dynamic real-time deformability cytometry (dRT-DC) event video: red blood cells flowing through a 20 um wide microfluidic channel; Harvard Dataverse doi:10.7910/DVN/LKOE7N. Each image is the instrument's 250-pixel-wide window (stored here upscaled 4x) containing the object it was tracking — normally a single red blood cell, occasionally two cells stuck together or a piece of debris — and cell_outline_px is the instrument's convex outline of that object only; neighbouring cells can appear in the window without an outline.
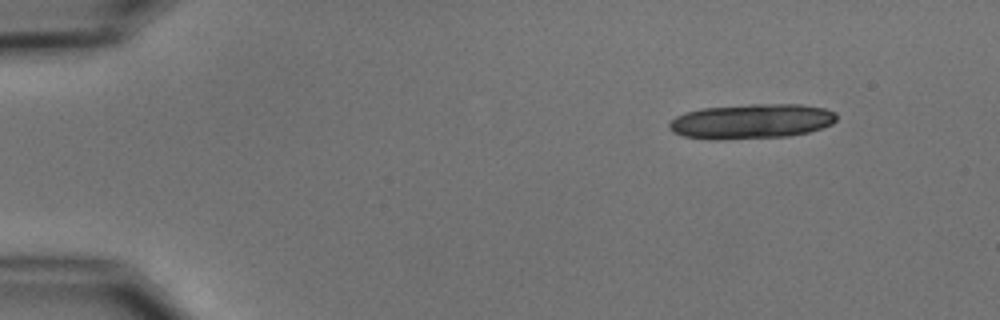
{"species": "common noctule bat (a hibernating species)", "species_latin": "Nyctalus noctula", "temperature_condition": "cold", "stored_images_in_passage": 5, "segment_of_instrument_passage": [1, 2], "camera_frame_rate_fps": 3000, "um_per_image_px": 0.085, "animal": {"sex": "male", "body_mass_g": 15.6}, "frame": {"image": 1, "passage_image": 1, "time_ms": 0.0, "image_size_px": [1000, 320], "cell_outline_px": [[836, 120], [832, 124], [808, 132], [788, 136], [716, 140], [708, 140], [684, 136], [672, 132], [668, 128], [668, 124], [676, 116], [684, 112], [700, 108], [752, 104], [800, 104], [824, 108], [836, 112]], "centroid_in_image_um": [63.83, 10.31], "position_along_channel_um": 21.2, "area_um2": 34.22}}